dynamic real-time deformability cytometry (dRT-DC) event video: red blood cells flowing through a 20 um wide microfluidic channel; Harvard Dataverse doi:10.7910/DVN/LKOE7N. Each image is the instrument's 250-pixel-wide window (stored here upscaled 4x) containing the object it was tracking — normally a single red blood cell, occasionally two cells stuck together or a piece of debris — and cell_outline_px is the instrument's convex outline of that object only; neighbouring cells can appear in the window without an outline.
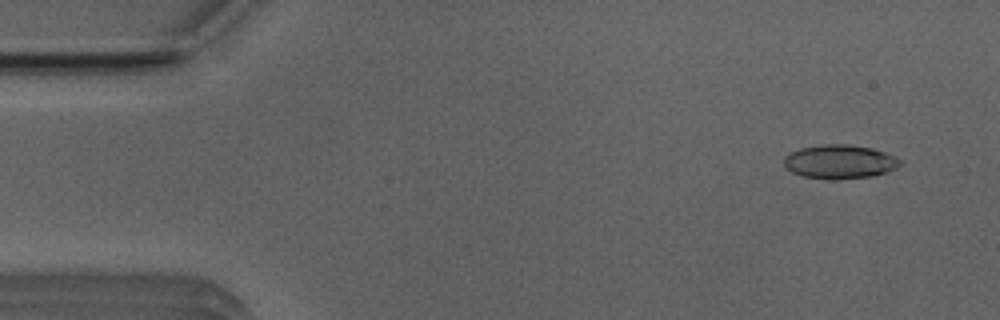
{"species": "Egyptian fruit bat (a non-hibernating species)", "species_latin": "Rousettus aegyptiacus", "temperature_condition": "room temperature", "stored_images_in_passage": 51, "camera_frame_rate_fps": 3000, "um_per_image_px": 0.085, "animal": {"sex": "male"}, "frame": {"image": 1, "passage_image": 4, "time_ms": 1.0, "image_size_px": [1000, 320], "cell_outline_px": [[904, 164], [888, 172], [872, 176], [828, 180], [800, 176], [784, 168], [784, 156], [800, 148], [824, 144], [844, 144], [872, 148], [896, 156], [904, 160]], "centroid_in_image_um": [71.4, 13.76], "position_along_channel_um": 13.6, "area_um2": 23.29}}
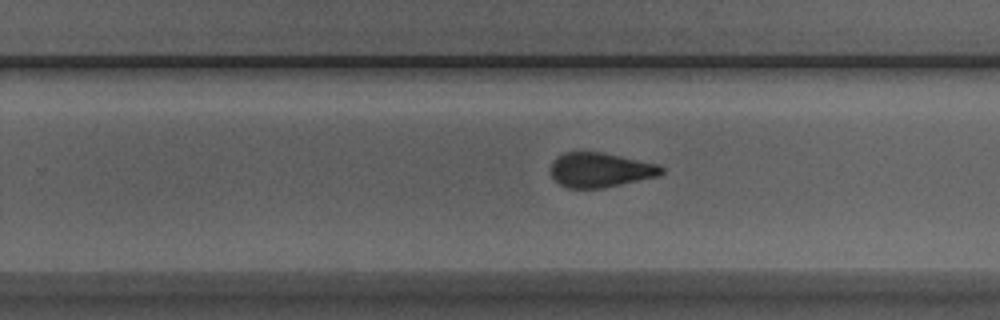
{"frame": {"image": 2, "passage_image": 32, "time_ms": 10.333, "image_size_px": [1000, 320], "cell_outline_px": [[664, 172], [660, 176], [600, 188], [564, 188], [552, 176], [552, 160], [556, 156], [564, 152], [604, 152], [660, 164], [664, 168]], "centroid_in_image_um": [51.05, 14.43], "position_along_channel_um": 278.7, "area_um2": 22.48}}
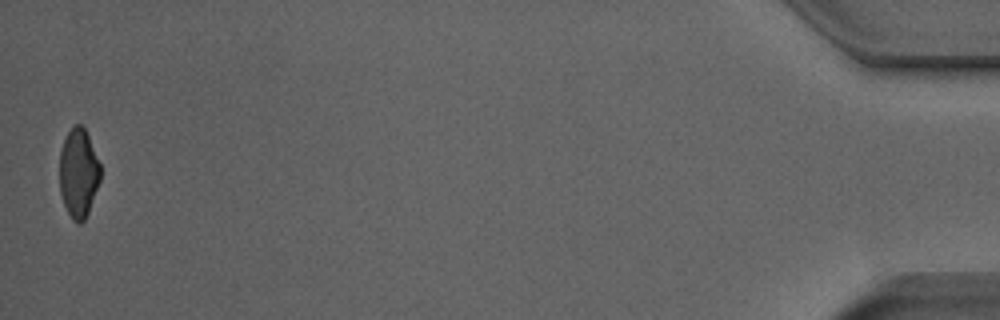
{"frame": {"image": 3, "passage_image": 51, "time_ms": 16.667, "image_size_px": [1000, 320], "cell_outline_px": [[100, 180], [88, 212], [84, 220], [80, 224], [76, 224], [72, 220], [64, 204], [60, 192], [60, 152], [64, 140], [68, 132], [76, 124], [80, 124], [84, 128], [88, 136], [100, 164]], "centroid_in_image_um": [6.67, 14.74], "position_along_channel_um": 428.5, "area_um2": 20.92}, "authors_computed_cell_mechanics": {"area_um2": 23.0622, "velocity_mm_per_s": 3.9716, "shape_relaxation_time_tau1_ms": null, "shape_relaxation_time_tau2_ms": 1.6072, "deformation_change_tau1": null, "deformation_change_tau2": 0.0807}}